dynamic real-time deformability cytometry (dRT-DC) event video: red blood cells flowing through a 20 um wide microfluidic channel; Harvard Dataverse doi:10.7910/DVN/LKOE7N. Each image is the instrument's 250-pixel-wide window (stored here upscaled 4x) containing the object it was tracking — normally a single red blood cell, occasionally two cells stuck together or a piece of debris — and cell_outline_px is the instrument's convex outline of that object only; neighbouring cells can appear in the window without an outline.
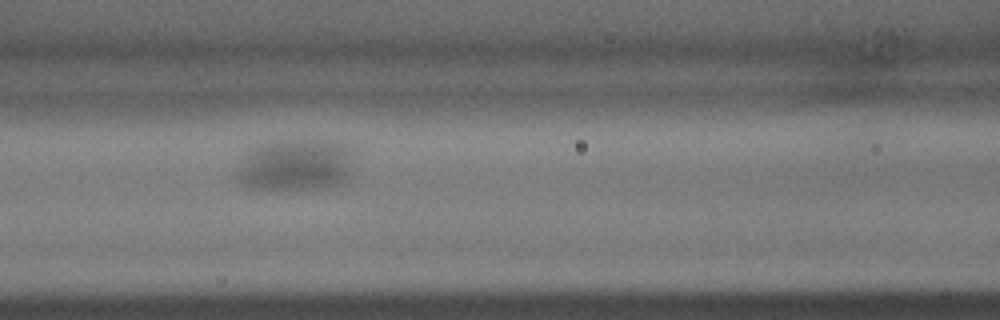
{"species": "common noctule bat (a hibernating species)", "species_latin": "Nyctalus noctula", "temperature_condition": "warm", "stored_images_in_passage": 25, "camera_frame_rate_fps": 3000, "um_per_image_px": 0.085, "animal": {"sex": "male", "body_mass_g": 15.6}, "frame": {"image": 1, "passage_image": 10, "time_ms": 3.0, "image_size_px": [1000, 320], "cell_outline_px": [[356, 152], [352, 168], [348, 176], [344, 180], [336, 184], [320, 188], [244, 188], [232, 176], [244, 152], [248, 148], [256, 144], [272, 140], [340, 140], [356, 148]], "centroid_in_image_um": [25.09, 13.96], "position_along_channel_um": 141.5, "area_um2": 36.93}}
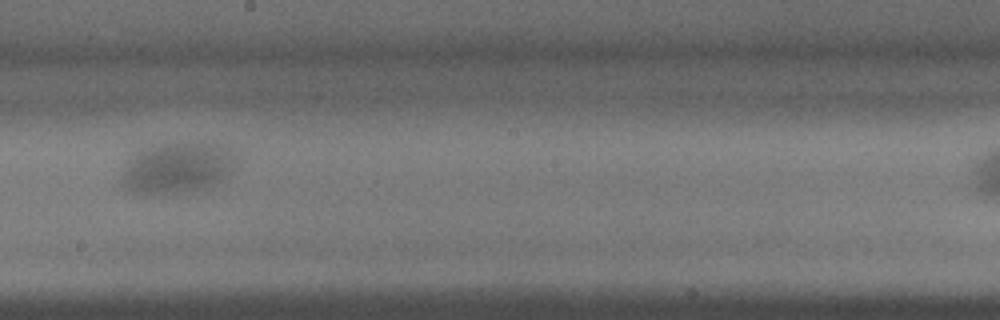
{"frame": {"image": 2, "passage_image": 15, "time_ms": 4.667, "image_size_px": [1000, 320], "cell_outline_px": [[236, 160], [228, 176], [216, 184], [192, 192], [124, 192], [120, 184], [124, 168], [128, 160], [136, 152], [152, 144], [200, 140], [228, 144], [232, 148]], "centroid_in_image_um": [15.11, 14.19], "position_along_channel_um": 233.1, "area_um2": 35.08}}
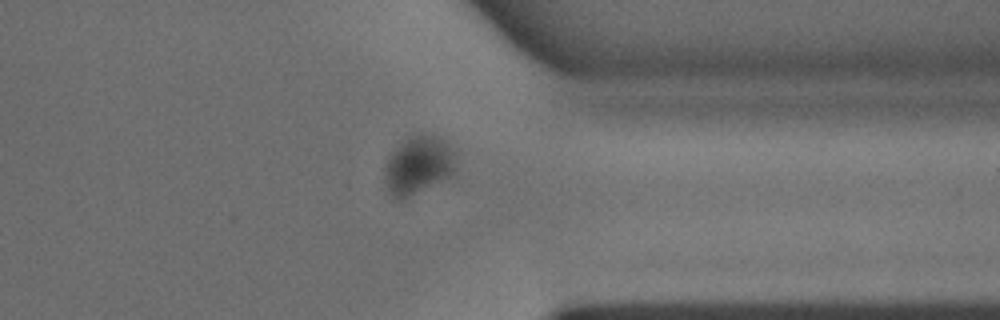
{"frame": {"image": 3, "passage_image": 23, "time_ms": 7.333, "image_size_px": [1000, 320], "cell_outline_px": [[456, 172], [452, 176], [400, 200], [396, 200], [388, 192], [384, 176], [384, 168], [388, 156], [404, 140], [412, 136], [436, 136], [448, 144], [452, 152]], "centroid_in_image_um": [35.52, 14.08], "position_along_channel_um": 375.9, "area_um2": 23.64}}